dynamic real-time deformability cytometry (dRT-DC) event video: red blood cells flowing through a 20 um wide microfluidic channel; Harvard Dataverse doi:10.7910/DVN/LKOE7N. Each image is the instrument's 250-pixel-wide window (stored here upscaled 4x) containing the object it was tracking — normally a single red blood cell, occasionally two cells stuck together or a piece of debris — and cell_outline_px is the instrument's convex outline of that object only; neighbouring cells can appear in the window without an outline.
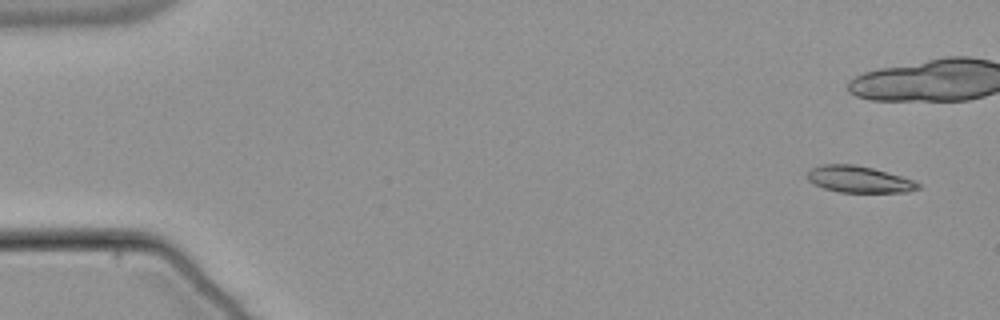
{"species": "common noctule bat (a hibernating species)", "species_latin": "Nyctalus noctula", "temperature_condition": "warm", "stored_images_in_passage": 53, "camera_frame_rate_fps": 3000, "um_per_image_px": 0.085, "animal": {"sex": "male", "body_mass_g": 21.5, "forearm_length_mm": 52.0}, "frame": {"image": 1, "passage_image": 1, "time_ms": 0.0, "image_size_px": [1000, 320], "cell_outline_px": [[920, 188], [908, 192], [840, 192], [824, 188], [812, 184], [808, 180], [808, 172], [812, 168], [820, 164], [852, 164], [872, 168], [900, 176], [912, 180], [920, 184]], "centroid_in_image_um": [72.98, 15.24], "position_along_channel_um": 12.0, "area_um2": 16.99}}